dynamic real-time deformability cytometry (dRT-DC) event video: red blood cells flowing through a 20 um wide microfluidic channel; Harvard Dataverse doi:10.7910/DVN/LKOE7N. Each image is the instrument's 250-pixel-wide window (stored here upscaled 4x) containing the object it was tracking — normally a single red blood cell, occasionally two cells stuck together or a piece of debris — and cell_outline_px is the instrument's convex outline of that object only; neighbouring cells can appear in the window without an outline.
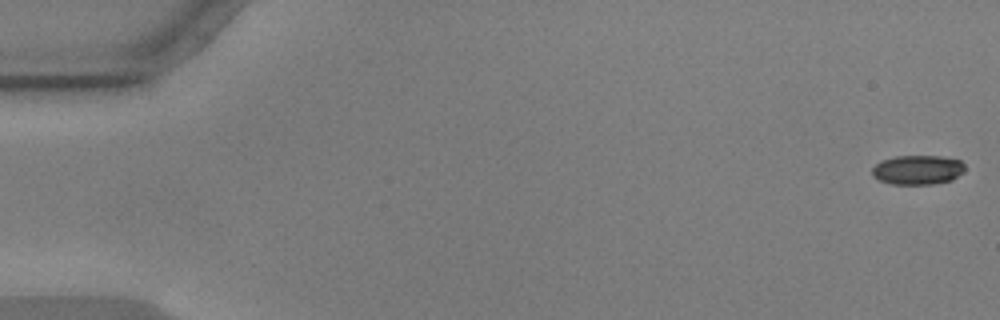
{"species": "common noctule bat (a hibernating species)", "species_latin": "Nyctalus noctula", "temperature_condition": "warm", "stored_images_in_passage": 56, "camera_frame_rate_fps": 3000, "um_per_image_px": 0.085, "animal": {"sex": "male", "body_mass_g": 17.9, "forearm_length_mm": 54.2}, "frame": {"image": 1, "passage_image": 1, "time_ms": 0.0, "image_size_px": [1000, 320], "cell_outline_px": [[964, 172], [952, 180], [932, 184], [892, 184], [880, 180], [872, 176], [872, 168], [876, 164], [884, 160], [896, 156], [940, 156], [960, 160], [964, 164]], "centroid_in_image_um": [78.02, 14.44], "position_along_channel_um": 7.0, "area_um2": 15.84}}
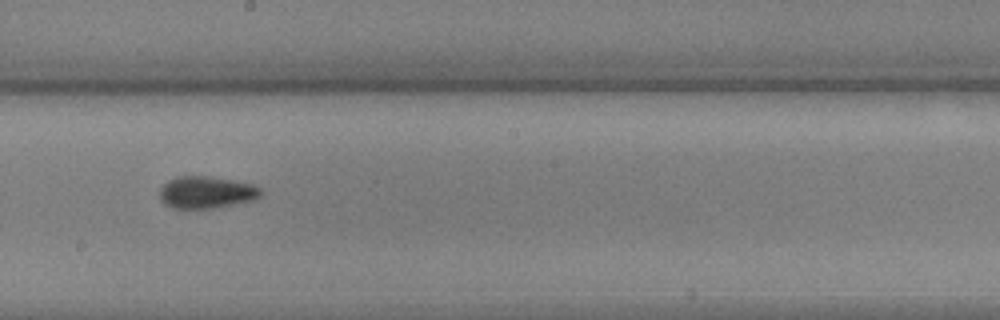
{"frame": {"image": 2, "passage_image": 32, "time_ms": 10.333, "image_size_px": [1000, 320], "cell_outline_px": [[264, 192], [256, 200], [216, 208], [172, 208], [164, 204], [160, 200], [160, 188], [168, 180], [180, 176], [204, 176], [232, 180], [252, 184], [260, 188]], "centroid_in_image_um": [17.56, 16.36], "position_along_channel_um": 230.6, "area_um2": 19.02}}
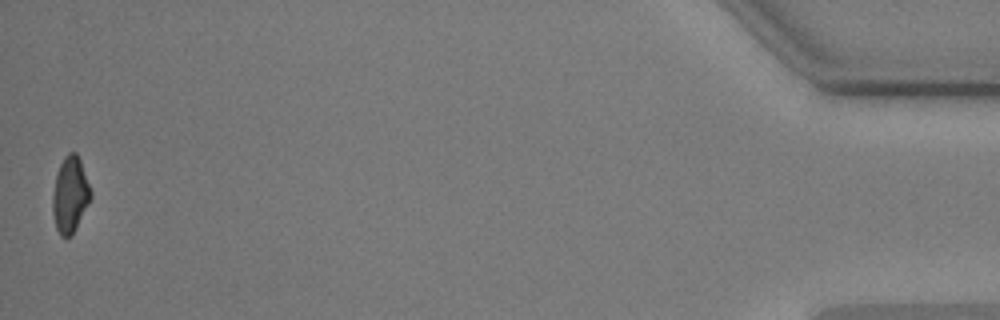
{"frame": {"image": 3, "passage_image": 56, "time_ms": 18.333, "image_size_px": [1000, 320], "cell_outline_px": [[92, 196], [72, 236], [60, 236], [56, 228], [52, 212], [52, 192], [56, 172], [64, 156], [68, 152], [76, 152], [80, 160], [92, 192]], "centroid_in_image_um": [5.94, 16.54], "position_along_channel_um": 429.3, "area_um2": 16.99}, "authors_computed_cell_mechanics": {"area_um2": 17.3978, "velocity_mm_per_s": 3.6068, "shape_relaxation_time_tau1_ms": 7.9185, "shape_relaxation_time_tau2_ms": 3.6353, "deformation_change_tau1": 0.1427, "deformation_change_tau2": 0.0633}}